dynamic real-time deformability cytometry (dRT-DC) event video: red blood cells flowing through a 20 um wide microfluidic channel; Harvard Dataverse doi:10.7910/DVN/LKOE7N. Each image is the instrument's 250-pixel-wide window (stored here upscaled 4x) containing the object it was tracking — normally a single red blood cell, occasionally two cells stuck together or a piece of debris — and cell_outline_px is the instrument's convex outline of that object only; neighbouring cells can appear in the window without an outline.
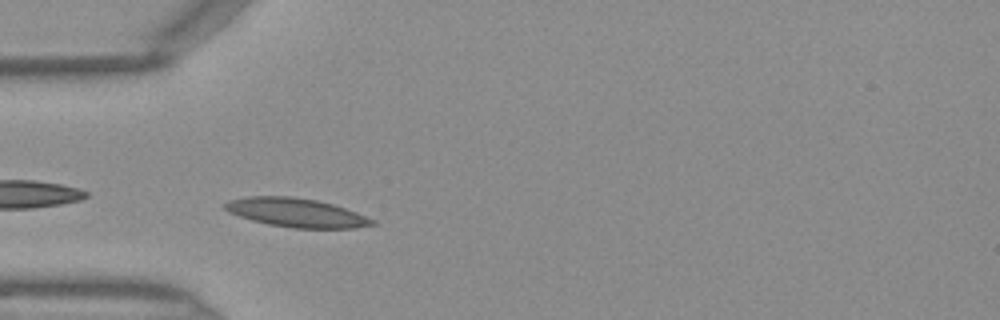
{"species": "Egyptian fruit bat (a non-hibernating species)", "species_latin": "Rousettus aegyptiacus", "temperature_condition": "warm", "stored_images_in_passage": 33, "camera_frame_rate_fps": 3000, "um_per_image_px": 0.085, "frame": {"image": 1, "passage_image": 3, "time_ms": 0.667, "image_size_px": [1000, 320], "cell_outline_px": [[376, 224], [356, 228], [292, 228], [268, 224], [252, 220], [228, 212], [224, 208], [224, 204], [228, 200], [248, 196], [292, 196], [316, 200], [332, 204], [356, 212], [376, 220]], "centroid_in_image_um": [25.18, 18.07], "position_along_channel_um": 59.8, "area_um2": 24.74}}
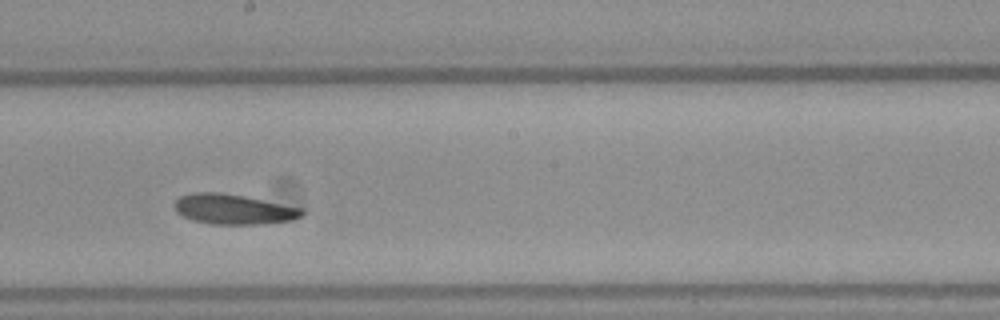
{"frame": {"image": 2, "passage_image": 15, "time_ms": 4.667, "image_size_px": [1000, 320], "cell_outline_px": [[304, 212], [300, 216], [292, 220], [264, 224], [208, 224], [192, 220], [184, 216], [176, 208], [176, 200], [180, 196], [192, 192], [220, 192], [244, 196], [304, 208]], "centroid_in_image_um": [19.88, 17.78], "position_along_channel_um": 228.3, "area_um2": 22.25}}
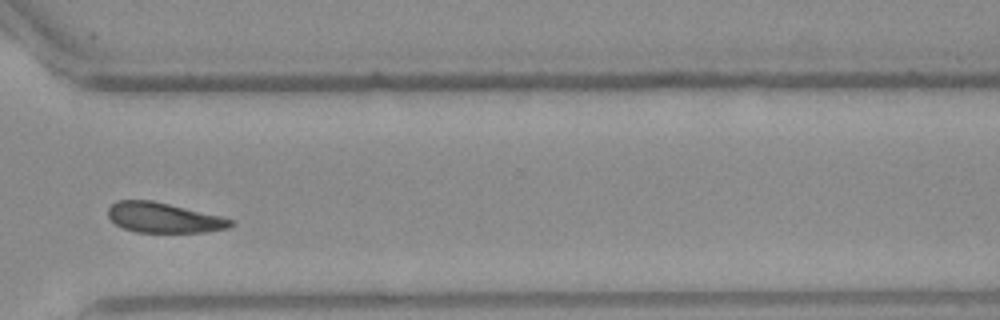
{"frame": {"image": 3, "passage_image": 24, "time_ms": 7.667, "image_size_px": [1000, 320], "cell_outline_px": [[236, 224], [228, 228], [208, 232], [136, 232], [124, 228], [116, 224], [108, 216], [108, 208], [116, 200], [152, 200], [220, 216], [236, 220]], "centroid_in_image_um": [13.95, 18.51], "position_along_channel_um": 356.7, "area_um2": 21.5}}